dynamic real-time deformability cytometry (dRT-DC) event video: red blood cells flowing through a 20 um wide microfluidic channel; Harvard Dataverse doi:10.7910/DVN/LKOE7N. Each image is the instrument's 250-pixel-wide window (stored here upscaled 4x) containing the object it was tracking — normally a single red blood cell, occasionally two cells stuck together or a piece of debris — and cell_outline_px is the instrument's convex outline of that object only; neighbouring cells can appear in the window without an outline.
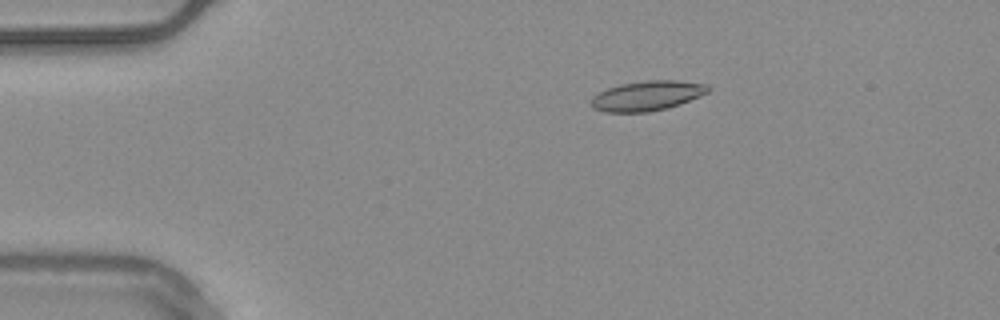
{"species": "common noctule bat (a hibernating species)", "species_latin": "Nyctalus noctula", "temperature_condition": "warm", "stored_images_in_passage": 18, "camera_frame_rate_fps": 3000, "um_per_image_px": 0.085, "animal": {"sex": "male", "body_mass_g": 20.4}, "frame": {"image": 1, "passage_image": 11, "time_ms": 3.333, "image_size_px": [1000, 320], "cell_outline_px": [[712, 88], [708, 92], [700, 96], [680, 104], [668, 108], [648, 112], [604, 112], [592, 108], [592, 96], [608, 88], [620, 84], [648, 80], [676, 80], [708, 84]], "centroid_in_image_um": [55.04, 8.14], "position_along_channel_um": 30.0, "area_um2": 20.4}}